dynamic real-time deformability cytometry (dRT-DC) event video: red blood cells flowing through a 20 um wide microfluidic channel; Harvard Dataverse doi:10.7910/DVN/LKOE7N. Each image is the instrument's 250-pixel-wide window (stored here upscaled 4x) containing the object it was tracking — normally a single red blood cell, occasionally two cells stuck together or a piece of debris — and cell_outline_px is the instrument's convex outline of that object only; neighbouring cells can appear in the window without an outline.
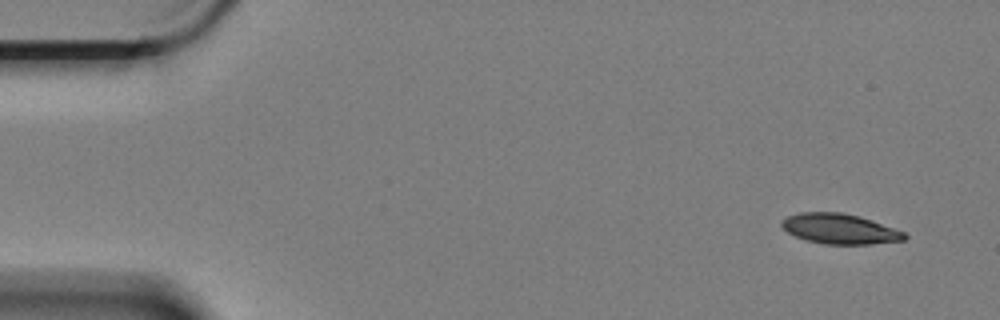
{"species": "Egyptian fruit bat (a non-hibernating species)", "species_latin": "Rousettus aegyptiacus", "temperature_condition": "cold", "stored_images_in_passage": 57, "camera_frame_rate_fps": 3000, "um_per_image_px": 0.085, "animal": {"sex": "female"}, "frame": {"image": 1, "passage_image": 1, "time_ms": 0.0, "image_size_px": [1000, 320], "cell_outline_px": [[908, 236], [904, 240], [872, 244], [824, 244], [808, 240], [796, 236], [788, 232], [780, 224], [780, 220], [788, 216], [800, 212], [844, 212], [860, 216], [904, 232]], "centroid_in_image_um": [71.37, 19.44], "position_along_channel_um": 13.6, "area_um2": 21.5}}
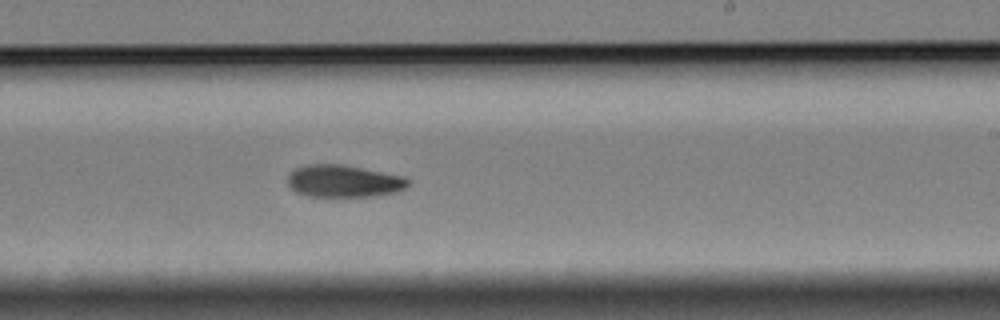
{"frame": {"image": 2, "passage_image": 33, "time_ms": 10.667, "image_size_px": [1000, 320], "cell_outline_px": [[412, 180], [404, 188], [396, 192], [372, 196], [308, 196], [296, 192], [288, 184], [288, 176], [296, 168], [304, 164], [340, 164], [404, 176]], "centroid_in_image_um": [29.22, 15.39], "position_along_channel_um": 259.8, "area_um2": 22.48}}
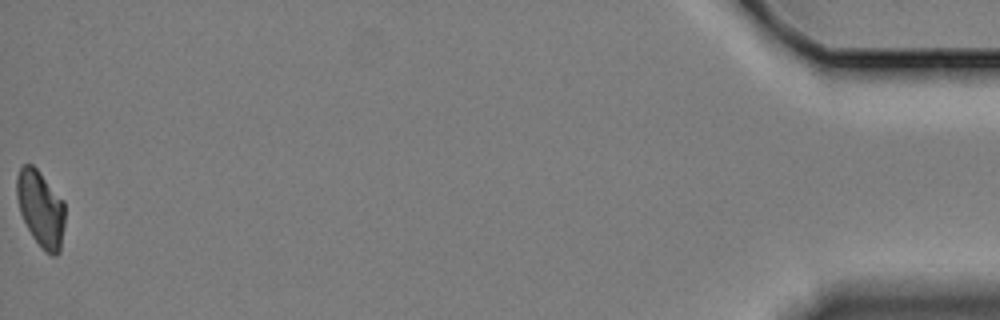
{"frame": {"image": 3, "passage_image": 57, "time_ms": 18.667, "image_size_px": [1000, 320], "cell_outline_px": [[64, 224], [60, 252], [56, 256], [52, 256], [44, 252], [32, 236], [20, 212], [16, 196], [16, 176], [20, 168], [24, 164], [32, 164], [40, 172], [64, 200]], "centroid_in_image_um": [3.46, 17.74], "position_along_channel_um": 431.7, "area_um2": 21.56}, "authors_computed_cell_mechanics": {"area_um2": 22.8888, "velocity_mm_per_s": 3.3392, "shape_relaxation_time_tau1_ms": 4.9834, "shape_relaxation_time_tau2_ms": null, "deformation_change_tau1": 0.1194, "deformation_change_tau2": null}}